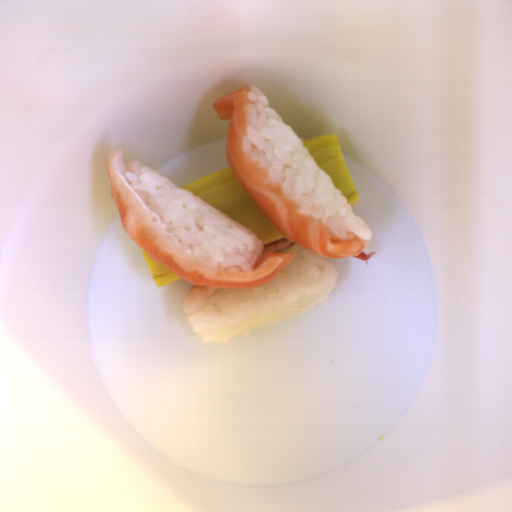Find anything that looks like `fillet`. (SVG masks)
<instances>
[{
	"mask_svg": "<svg viewBox=\"0 0 512 512\" xmlns=\"http://www.w3.org/2000/svg\"><path fill=\"white\" fill-rule=\"evenodd\" d=\"M112 200L126 235L151 259L182 280L194 285L219 288H250L273 280L293 256L287 251H272L254 264L252 272L220 269L197 260L170 232L160 217L138 196L128 182L122 148L112 152L105 165Z\"/></svg>",
	"mask_w": 512,
	"mask_h": 512,
	"instance_id": "fillet-1",
	"label": "fillet"
},
{
	"mask_svg": "<svg viewBox=\"0 0 512 512\" xmlns=\"http://www.w3.org/2000/svg\"><path fill=\"white\" fill-rule=\"evenodd\" d=\"M250 88L242 85L212 104L217 118L228 120L225 141L226 161L241 189L285 238L327 259L357 257L364 243L345 239L304 213L268 177L246 150V109Z\"/></svg>",
	"mask_w": 512,
	"mask_h": 512,
	"instance_id": "fillet-2",
	"label": "fillet"
}]
</instances>
